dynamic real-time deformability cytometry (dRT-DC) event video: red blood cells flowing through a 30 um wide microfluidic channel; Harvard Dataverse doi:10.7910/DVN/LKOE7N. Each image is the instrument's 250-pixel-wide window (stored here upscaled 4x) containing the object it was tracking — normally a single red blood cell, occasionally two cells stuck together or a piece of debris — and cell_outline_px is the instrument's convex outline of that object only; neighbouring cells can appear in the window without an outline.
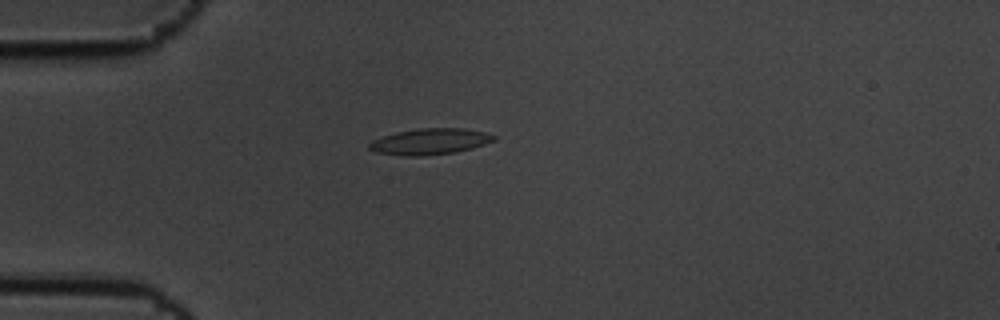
{"species": "common noctule bat (a hibernating species)", "species_latin": "Nyctalus noctula", "temperature_condition": "cold", "stored_images_in_passage": 45, "camera_frame_rate_fps": 3000, "um_per_image_px": 0.085, "animal": {"sex": "male", "body_mass_g": 19.5, "forearm_length_mm": 54.6}, "frame": {"image": 1, "passage_image": 2, "time_ms": 0.333, "image_size_px": [1000, 320], "cell_outline_px": [[496, 140], [472, 148], [456, 152], [420, 156], [408, 156], [376, 152], [368, 148], [368, 144], [372, 140], [396, 132], [420, 128], [464, 128], [484, 132], [496, 136]], "centroid_in_image_um": [36.55, 12.02], "position_along_channel_um": 48.4, "area_um2": 18.84}}
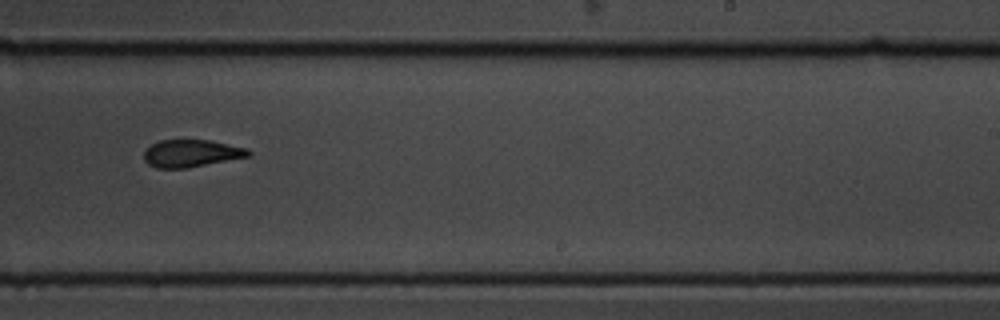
{"frame": {"image": 2, "passage_image": 23, "time_ms": 7.333, "image_size_px": [1000, 320], "cell_outline_px": [[252, 156], [188, 168], [156, 168], [148, 164], [144, 160], [144, 152], [152, 144], [160, 140], [208, 140], [248, 148], [252, 152]], "centroid_in_image_um": [16.3, 13.04], "position_along_channel_um": 272.7, "area_um2": 16.76}}
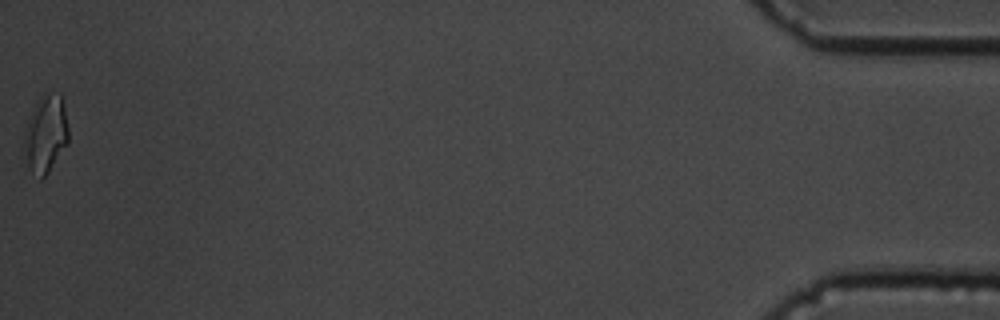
{"frame": {"image": 3, "passage_image": 45, "time_ms": 14.667, "image_size_px": [1000, 320], "cell_outline_px": [[68, 144], [48, 172], [40, 180], [32, 172], [20, 148], [24, 132], [28, 120], [36, 100], [48, 88], [60, 92], [64, 104], [68, 128]], "centroid_in_image_um": [3.86, 11.32], "position_along_channel_um": 431.3, "area_um2": 20.87}, "authors_computed_cell_mechanics": {"area_um2": 17.8602, "velocity_mm_per_s": 3.4285, "shape_relaxation_time_tau1_ms": 10.73, "shape_relaxation_time_tau2_ms": 3.5241, "deformation_change_tau1": 0.2258, "deformation_change_tau2": 0.1099}}